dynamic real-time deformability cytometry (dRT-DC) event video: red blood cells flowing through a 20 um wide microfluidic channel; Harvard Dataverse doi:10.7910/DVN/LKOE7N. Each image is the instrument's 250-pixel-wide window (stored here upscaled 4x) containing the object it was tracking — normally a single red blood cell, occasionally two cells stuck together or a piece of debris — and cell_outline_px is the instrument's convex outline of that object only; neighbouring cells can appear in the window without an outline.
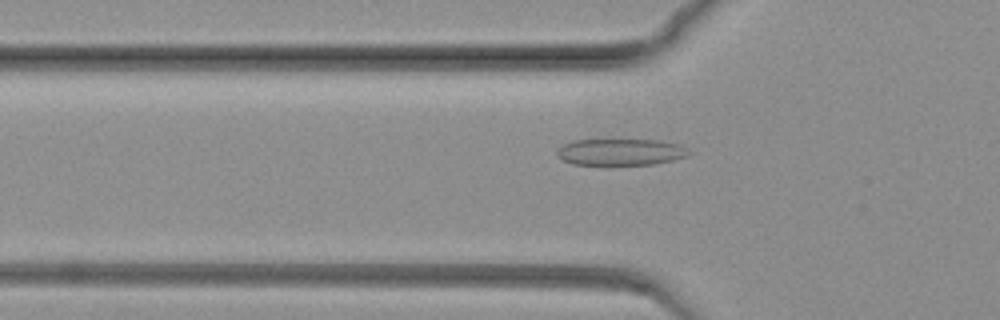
{"species": "common noctule bat (a hibernating species)", "species_latin": "Nyctalus noctula", "temperature_condition": "warm", "stored_images_in_passage": 68, "camera_frame_rate_fps": 3000, "um_per_image_px": 0.085, "animal": {"sex": "female", "body_mass_g": 19.3, "forearm_length_mm": 54.1}, "frame": {"image": 1, "passage_image": 12, "time_ms": 3.667, "image_size_px": [1000, 320], "cell_outline_px": [[692, 152], [688, 156], [672, 160], [652, 164], [608, 168], [572, 164], [556, 156], [556, 152], [564, 144], [572, 140], [660, 140], [680, 144]], "centroid_in_image_um": [52.73, 12.97], "position_along_channel_um": 73.1, "area_um2": 21.44}}
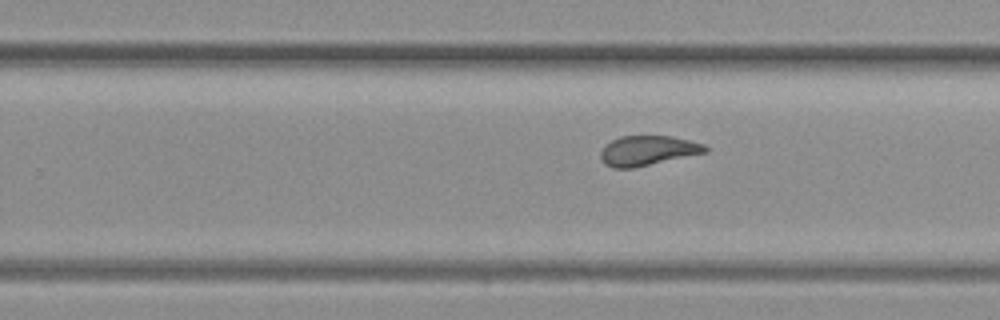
{"frame": {"image": 2, "passage_image": 36, "time_ms": 11.667, "image_size_px": [1000, 320], "cell_outline_px": [[708, 152], [632, 168], [612, 168], [604, 164], [600, 156], [600, 152], [604, 144], [620, 136], [672, 136], [704, 144], [708, 148]], "centroid_in_image_um": [55.02, 12.8], "position_along_channel_um": 274.8, "area_um2": 18.21}}
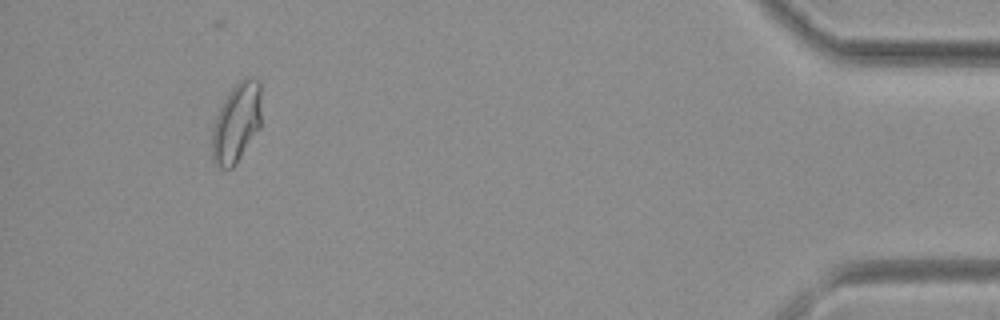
{"frame": {"image": 3, "passage_image": 61, "time_ms": 20.0, "image_size_px": [1000, 320], "cell_outline_px": [[260, 128], [236, 164], [232, 168], [220, 168], [212, 160], [212, 128], [216, 116], [228, 92], [244, 76], [252, 76], [260, 80]], "centroid_in_image_um": [20.1, 10.41], "position_along_channel_um": 415.1, "area_um2": 23.0}}